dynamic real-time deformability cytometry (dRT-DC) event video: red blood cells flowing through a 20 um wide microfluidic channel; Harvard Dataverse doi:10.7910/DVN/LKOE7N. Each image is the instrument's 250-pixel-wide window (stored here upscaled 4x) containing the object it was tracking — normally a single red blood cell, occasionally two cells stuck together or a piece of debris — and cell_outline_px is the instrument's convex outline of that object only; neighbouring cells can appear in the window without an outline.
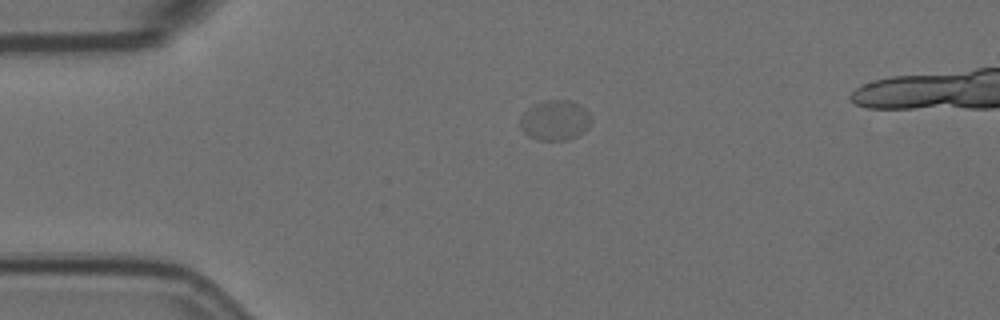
{"species": "Egyptian fruit bat (a non-hibernating species)", "species_latin": "Rousettus aegyptiacus", "temperature_condition": "room temperature", "stored_images_in_passage": 6, "segment_of_instrument_passage": [2, 2], "camera_frame_rate_fps": 3000, "um_per_image_px": 0.085, "animal": {"sex": "female"}, "frame": {"image": 1, "passage_image": 6, "time_ms": 1.667, "image_size_px": [1000, 320], "cell_outline_px": [[592, 116], [588, 128], [584, 132], [568, 140], [536, 140], [528, 136], [520, 128], [520, 116], [528, 108], [544, 100], [572, 100], [580, 104]], "centroid_in_image_um": [47.18, 10.22], "position_along_channel_um": 37.8, "area_um2": 16.82}}